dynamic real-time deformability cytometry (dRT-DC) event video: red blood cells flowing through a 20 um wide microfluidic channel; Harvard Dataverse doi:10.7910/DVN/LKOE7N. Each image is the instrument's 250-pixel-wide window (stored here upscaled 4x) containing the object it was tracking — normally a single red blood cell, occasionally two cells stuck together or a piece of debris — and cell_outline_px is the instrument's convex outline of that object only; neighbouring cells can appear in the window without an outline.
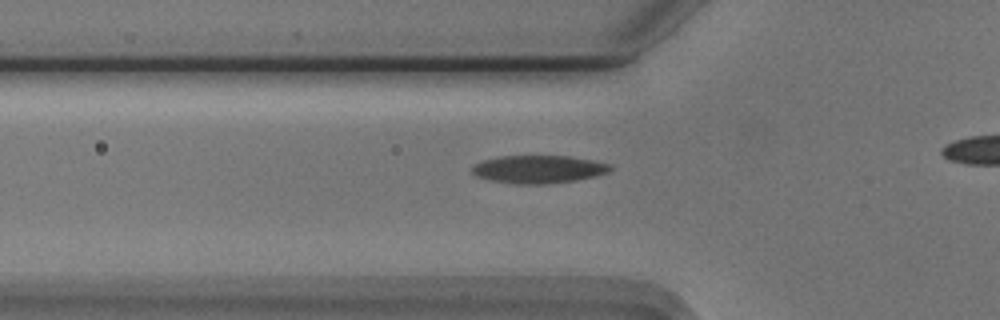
{"species": "Egyptian fruit bat (a non-hibernating species)", "species_latin": "Rousettus aegyptiacus", "temperature_condition": "cold", "stored_images_in_passage": 24, "camera_frame_rate_fps": 3000, "um_per_image_px": 0.085, "animal": {"sex": "male"}, "frame": {"image": 1, "passage_image": 3, "time_ms": 0.667, "image_size_px": [1000, 320], "cell_outline_px": [[612, 168], [608, 172], [596, 176], [576, 180], [548, 184], [516, 184], [488, 180], [476, 176], [472, 172], [472, 164], [484, 160], [500, 156], [568, 156], [592, 160], [612, 164]], "centroid_in_image_um": [45.76, 14.39], "position_along_channel_um": 80.0, "area_um2": 22.6}}
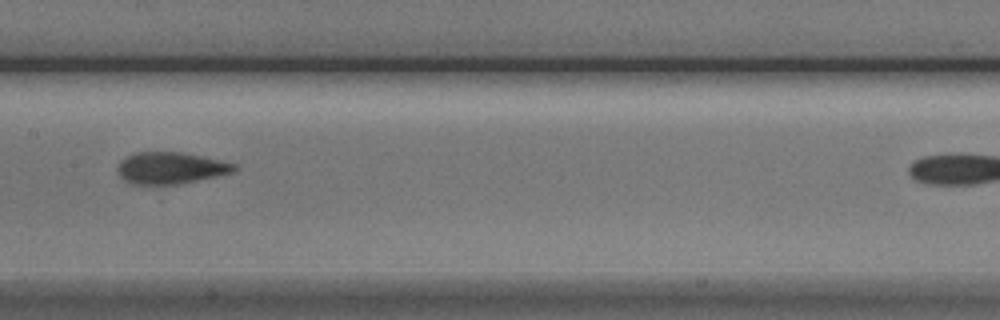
{"frame": {"image": 2, "passage_image": 12, "time_ms": 3.667, "image_size_px": [1000, 320], "cell_outline_px": [[236, 168], [232, 172], [216, 176], [180, 184], [132, 184], [124, 180], [116, 172], [116, 168], [120, 160], [136, 152], [180, 152], [200, 156], [236, 164]], "centroid_in_image_um": [14.44, 14.28], "position_along_channel_um": 193.0, "area_um2": 21.39}}
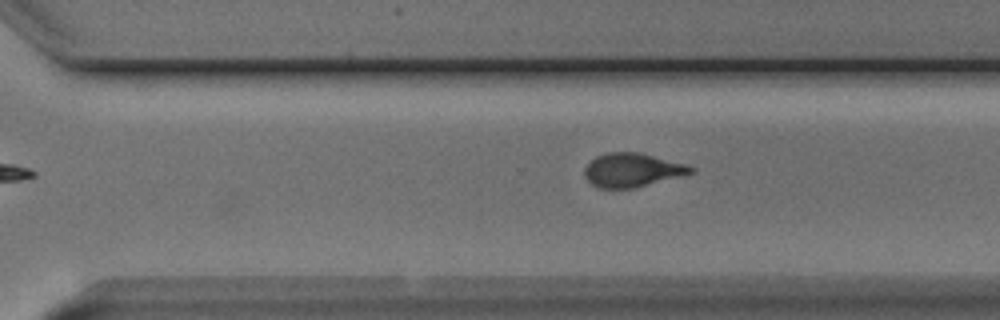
{"frame": {"image": 3, "passage_image": 22, "time_ms": 7.0, "image_size_px": [1000, 320], "cell_outline_px": [[696, 172], [632, 188], [596, 188], [584, 176], [584, 168], [596, 156], [608, 152], [640, 152], [684, 164], [696, 168]], "centroid_in_image_um": [53.72, 14.45], "position_along_channel_um": 316.9, "area_um2": 20.75}}